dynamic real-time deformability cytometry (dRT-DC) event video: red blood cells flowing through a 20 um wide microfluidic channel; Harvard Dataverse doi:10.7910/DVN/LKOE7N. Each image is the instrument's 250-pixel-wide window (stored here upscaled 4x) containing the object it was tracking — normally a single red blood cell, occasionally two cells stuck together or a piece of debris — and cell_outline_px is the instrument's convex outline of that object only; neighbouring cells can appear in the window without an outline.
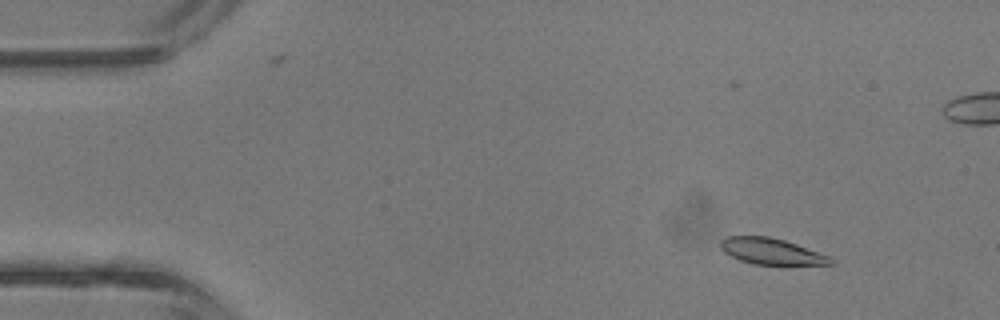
{"species": "common noctule bat (a hibernating species)", "species_latin": "Nyctalus noctula", "temperature_condition": "room temperature", "stored_images_in_passage": 8, "camera_frame_rate_fps": 3000, "um_per_image_px": 0.085, "animal": {"sex": "male", "body_mass_g": 13.3}, "frame": {"image": 1, "passage_image": 4, "time_ms": 1.0, "image_size_px": [1000, 320], "cell_outline_px": [[836, 264], [752, 264], [740, 260], [724, 252], [720, 248], [720, 240], [728, 236], [768, 236], [784, 240], [832, 256], [836, 260]], "centroid_in_image_um": [65.6, 21.36], "position_along_channel_um": 19.4, "area_um2": 16.82}}